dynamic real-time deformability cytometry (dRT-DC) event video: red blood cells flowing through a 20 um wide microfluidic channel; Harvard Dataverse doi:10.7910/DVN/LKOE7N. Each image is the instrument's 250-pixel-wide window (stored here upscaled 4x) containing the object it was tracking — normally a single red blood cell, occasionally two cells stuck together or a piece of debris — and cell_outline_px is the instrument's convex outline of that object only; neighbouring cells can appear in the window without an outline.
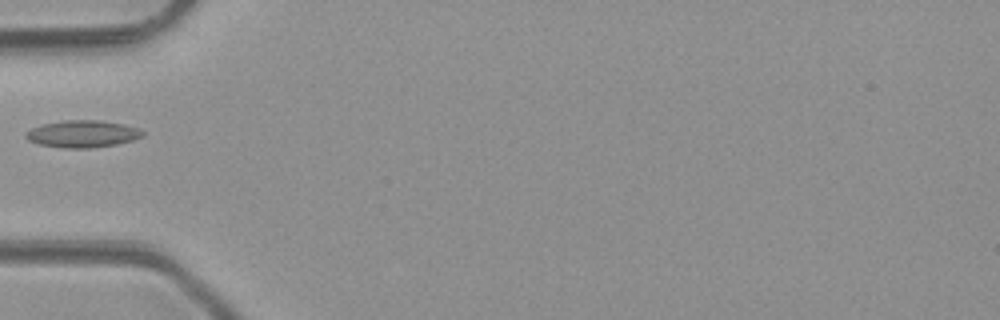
{"species": "common noctule bat (a hibernating species)", "species_latin": "Nyctalus noctula", "temperature_condition": "room temperature", "stored_images_in_passage": 5, "camera_frame_rate_fps": 3000, "um_per_image_px": 0.085, "animal": {"sex": "male", "body_mass_g": 23.1, "forearm_length_mm": 52.7}, "frame": {"image": 1, "passage_image": 5, "time_ms": 5.333, "image_size_px": [1000, 320], "cell_outline_px": [[144, 136], [132, 140], [116, 144], [92, 148], [64, 148], [40, 144], [28, 140], [24, 136], [24, 132], [32, 128], [44, 124], [64, 120], [100, 120], [124, 124], [140, 128], [144, 132]], "centroid_in_image_um": [7.03, 11.37], "position_along_channel_um": 78.0, "area_um2": 18.5}}